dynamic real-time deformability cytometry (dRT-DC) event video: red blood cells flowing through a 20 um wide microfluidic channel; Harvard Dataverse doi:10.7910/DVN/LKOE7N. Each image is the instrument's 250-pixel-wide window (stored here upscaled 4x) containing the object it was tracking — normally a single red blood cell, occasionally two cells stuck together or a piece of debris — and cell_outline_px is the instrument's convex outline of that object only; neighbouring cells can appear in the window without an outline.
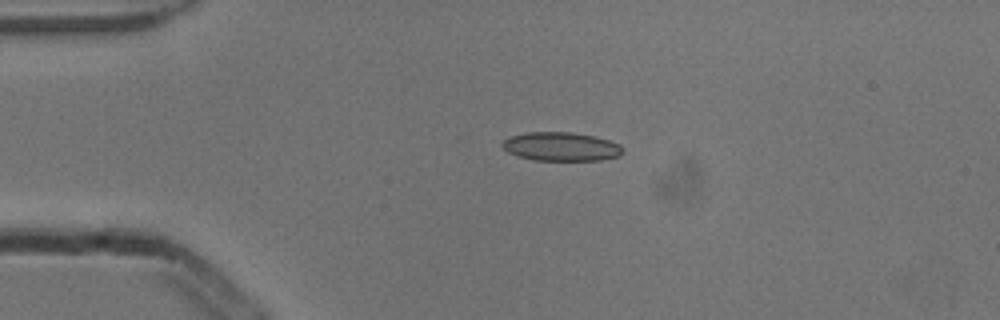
{"species": "common noctule bat (a hibernating species)", "species_latin": "Nyctalus noctula", "temperature_condition": "cold", "stored_images_in_passage": 6, "camera_frame_rate_fps": 3000, "um_per_image_px": 0.085, "animal": {"sex": "male", "body_mass_g": 13.3}, "frame": {"image": 1, "passage_image": 2, "time_ms": 0.333, "image_size_px": [1000, 320], "cell_outline_px": [[624, 152], [620, 156], [600, 160], [532, 160], [516, 156], [508, 152], [500, 144], [508, 136], [528, 132], [572, 132], [592, 136], [608, 140], [620, 144], [624, 148]], "centroid_in_image_um": [47.68, 12.46], "position_along_channel_um": 37.3, "area_um2": 20.35}}
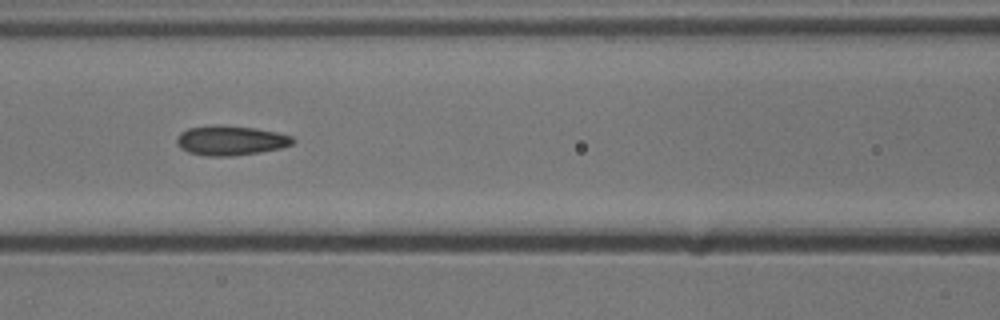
{"frame": {"image": 2, "passage_image": 5, "time_ms": 1.333, "image_size_px": [1000, 320], "cell_outline_px": [[296, 140], [292, 144], [280, 148], [260, 152], [232, 156], [204, 156], [188, 152], [180, 148], [176, 144], [176, 140], [180, 132], [188, 128], [216, 124], [220, 124], [256, 128], [276, 132], [292, 136]], "centroid_in_image_um": [19.58, 11.93], "position_along_channel_um": 147.0, "area_um2": 20.29}}
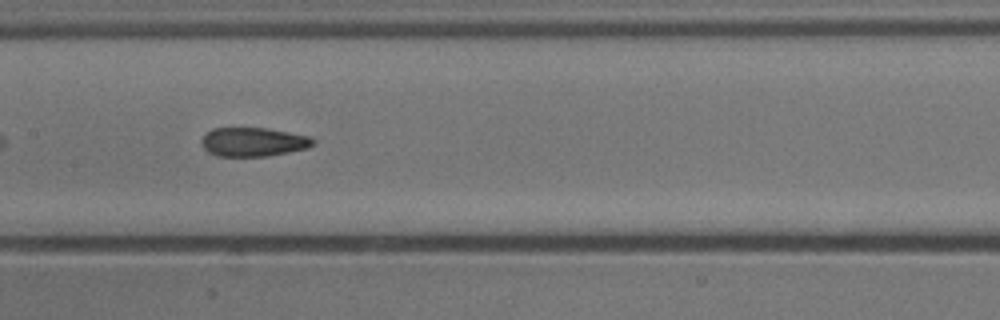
{"frame": {"image": 3, "passage_image": 6, "time_ms": 1.667, "image_size_px": [1000, 320], "cell_outline_px": [[316, 144], [308, 148], [268, 156], [216, 156], [208, 152], [204, 148], [200, 140], [212, 128], [268, 128], [308, 136], [316, 140]], "centroid_in_image_um": [21.54, 12.07], "position_along_channel_um": 185.9, "area_um2": 18.84}}